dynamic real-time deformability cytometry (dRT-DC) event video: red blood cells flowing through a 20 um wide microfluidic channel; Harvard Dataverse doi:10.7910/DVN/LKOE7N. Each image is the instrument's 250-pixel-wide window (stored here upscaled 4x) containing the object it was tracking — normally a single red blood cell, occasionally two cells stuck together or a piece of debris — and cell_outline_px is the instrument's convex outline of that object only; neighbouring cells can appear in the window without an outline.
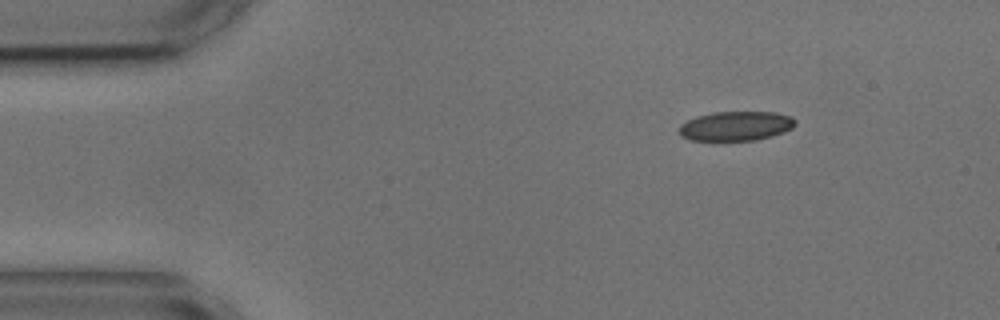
{"species": "common noctule bat (a hibernating species)", "species_latin": "Nyctalus noctula", "temperature_condition": "cold", "stored_images_in_passage": 4, "segment_of_instrument_passage": [2, 2], "camera_frame_rate_fps": 3000, "um_per_image_px": 0.085, "animal": {"sex": "male", "body_mass_g": 17.9, "forearm_length_mm": 54.2}, "frame": {"image": 1, "passage_image": 4, "time_ms": 5.0, "image_size_px": [1000, 320], "cell_outline_px": [[796, 124], [792, 128], [784, 132], [772, 136], [756, 140], [712, 144], [688, 140], [680, 136], [680, 124], [696, 116], [712, 112], [776, 112], [792, 116], [796, 120]], "centroid_in_image_um": [62.5, 10.77], "position_along_channel_um": 22.5, "area_um2": 21.04}}